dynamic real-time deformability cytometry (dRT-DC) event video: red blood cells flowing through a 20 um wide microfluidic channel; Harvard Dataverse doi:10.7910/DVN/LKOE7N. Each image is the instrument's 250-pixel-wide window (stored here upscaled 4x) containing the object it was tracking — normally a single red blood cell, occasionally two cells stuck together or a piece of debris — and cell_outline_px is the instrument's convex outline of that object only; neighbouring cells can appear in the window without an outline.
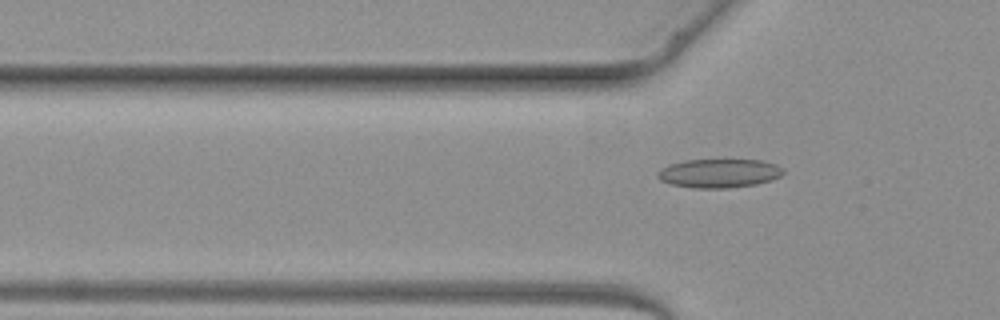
{"species": "common noctule bat (a hibernating species)", "species_latin": "Nyctalus noctula", "temperature_condition": "warm", "stored_images_in_passage": 5, "camera_frame_rate_fps": 3000, "um_per_image_px": 0.085, "animal": {"sex": "female", "body_mass_g": 19.3, "forearm_length_mm": 54.1}, "frame": {"image": 1, "passage_image": 5, "time_ms": 5.667, "image_size_px": [1000, 320], "cell_outline_px": [[784, 172], [780, 176], [772, 180], [756, 184], [728, 188], [696, 188], [672, 184], [660, 180], [656, 176], [656, 172], [660, 168], [668, 164], [684, 160], [760, 160], [776, 164], [784, 168]], "centroid_in_image_um": [61.11, 14.72], "position_along_channel_um": 64.7, "area_um2": 21.21}}